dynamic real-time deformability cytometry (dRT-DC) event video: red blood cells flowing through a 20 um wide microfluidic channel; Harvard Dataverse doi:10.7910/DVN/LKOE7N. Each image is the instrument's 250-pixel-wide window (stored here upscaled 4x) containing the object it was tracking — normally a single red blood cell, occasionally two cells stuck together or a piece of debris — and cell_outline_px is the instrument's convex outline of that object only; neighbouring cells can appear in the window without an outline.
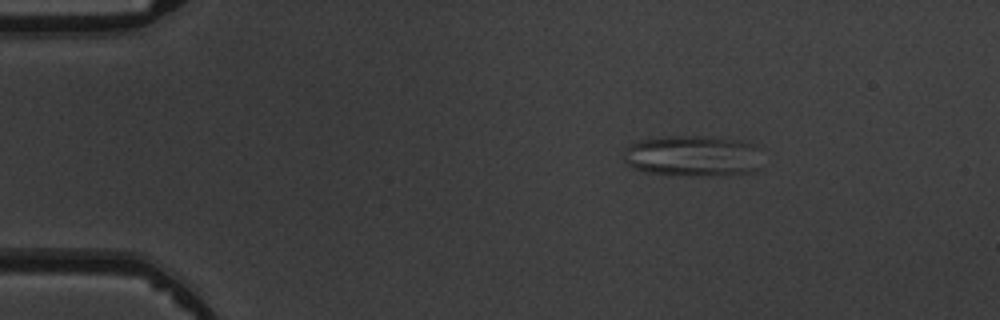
{"species": "common noctule bat (a hibernating species)", "species_latin": "Nyctalus noctula", "temperature_condition": "warm", "stored_images_in_passage": 3, "camera_frame_rate_fps": 3000, "um_per_image_px": 0.085, "animal": {"sex": "male", "body_mass_g": 19.5, "forearm_length_mm": 54.6}, "frame": {"image": 1, "passage_image": 1, "time_ms": 0.0, "image_size_px": [1000, 320], "cell_outline_px": [[760, 168], [756, 172], [724, 176], [700, 176], [648, 172], [632, 168], [624, 160], [624, 148], [640, 140], [672, 136], [684, 136], [744, 140], [752, 144]], "centroid_in_image_um": [58.87, 13.28], "position_along_channel_um": 26.1, "area_um2": 32.77}}